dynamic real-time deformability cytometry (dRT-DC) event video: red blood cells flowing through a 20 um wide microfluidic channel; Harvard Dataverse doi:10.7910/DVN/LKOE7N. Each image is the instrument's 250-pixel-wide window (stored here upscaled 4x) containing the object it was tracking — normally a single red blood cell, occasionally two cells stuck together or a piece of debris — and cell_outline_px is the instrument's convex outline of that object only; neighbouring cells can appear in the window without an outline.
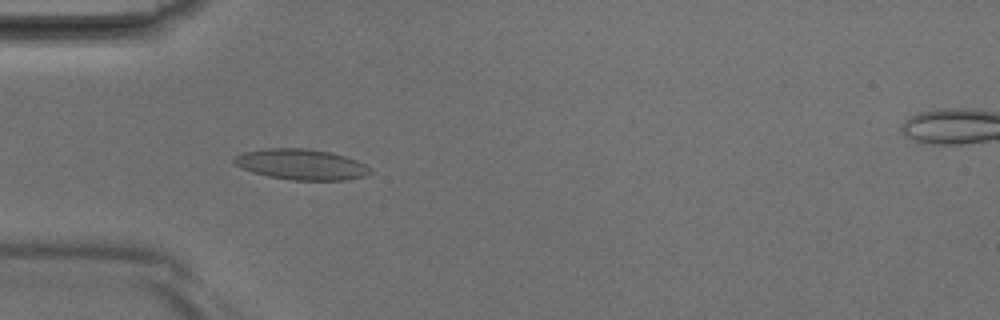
{"species": "Egyptian fruit bat (a non-hibernating species)", "species_latin": "Rousettus aegyptiacus", "temperature_condition": "room temperature", "stored_images_in_passage": 37, "camera_frame_rate_fps": 3000, "um_per_image_px": 0.085, "animal": {"sex": "male"}, "frame": {"image": 1, "passage_image": 9, "time_ms": 2.667, "image_size_px": [1000, 320], "cell_outline_px": [[372, 172], [364, 176], [344, 180], [292, 180], [268, 176], [252, 172], [240, 168], [232, 164], [232, 160], [236, 156], [244, 152], [268, 148], [304, 148], [328, 152], [344, 156], [356, 160], [372, 168]], "centroid_in_image_um": [25.57, 13.98], "position_along_channel_um": 59.4, "area_um2": 24.28}}
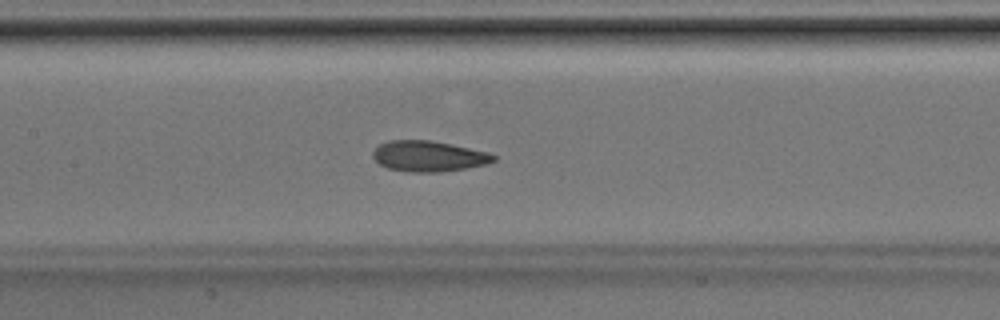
{"frame": {"image": 2, "passage_image": 16, "time_ms": 5.0, "image_size_px": [1000, 320], "cell_outline_px": [[496, 160], [488, 164], [468, 168], [440, 172], [408, 172], [388, 168], [380, 164], [372, 156], [372, 152], [380, 144], [388, 140], [428, 140], [488, 152], [496, 156]], "centroid_in_image_um": [36.43, 13.29], "position_along_channel_um": 171.0, "area_um2": 21.5}}
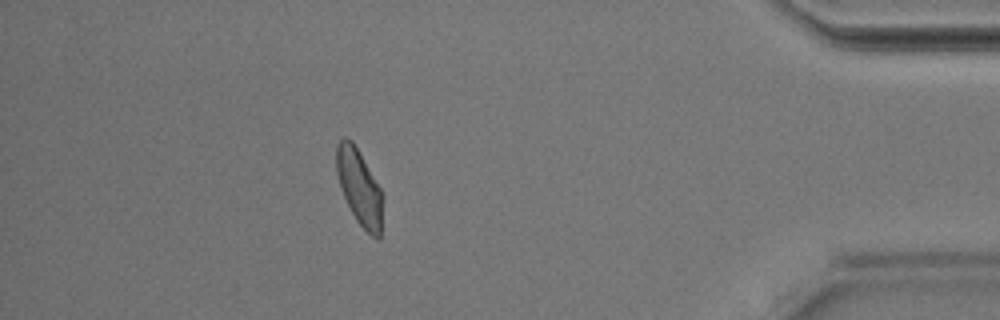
{"frame": {"image": 3, "passage_image": 33, "time_ms": 10.667, "image_size_px": [1000, 320], "cell_outline_px": [[384, 196], [380, 240], [376, 240], [356, 220], [340, 188], [336, 172], [336, 144], [344, 136], [352, 140], [384, 192]], "centroid_in_image_um": [30.57, 15.92], "position_along_channel_um": 404.6, "area_um2": 20.81}}